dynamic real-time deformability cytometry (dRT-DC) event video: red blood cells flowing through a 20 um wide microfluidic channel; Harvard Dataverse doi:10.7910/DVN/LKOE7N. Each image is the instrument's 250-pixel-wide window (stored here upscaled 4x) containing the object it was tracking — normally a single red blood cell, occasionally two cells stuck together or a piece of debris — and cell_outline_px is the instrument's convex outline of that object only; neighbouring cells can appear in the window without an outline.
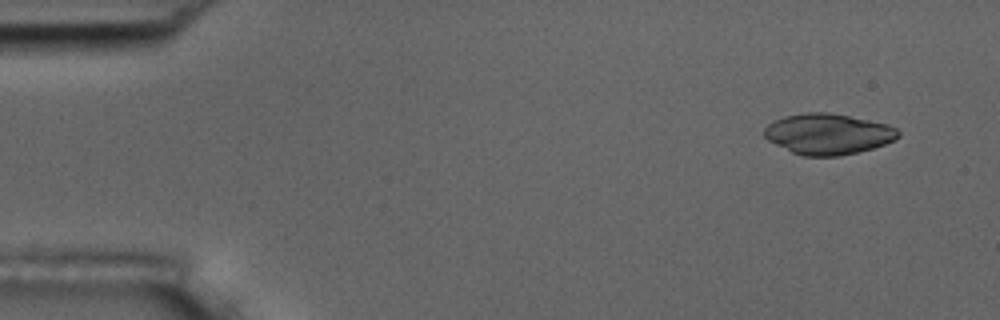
{"species": "common noctule bat (a hibernating species)", "species_latin": "Nyctalus noctula", "temperature_condition": "room temperature", "stored_images_in_passage": 4, "camera_frame_rate_fps": 3000, "um_per_image_px": 0.085, "animal": {"sex": "male", "body_mass_g": 17.5, "forearm_length_mm": 52.3}, "frame": {"image": 1, "passage_image": 1, "time_ms": 0.0, "image_size_px": [1000, 320], "cell_outline_px": [[900, 136], [896, 140], [872, 148], [840, 156], [804, 156], [792, 152], [768, 140], [764, 136], [764, 128], [772, 120], [784, 116], [804, 112], [828, 112], [888, 124], [896, 128], [900, 132]], "centroid_in_image_um": [70.38, 11.38], "position_along_channel_um": 14.6, "area_um2": 31.85}}